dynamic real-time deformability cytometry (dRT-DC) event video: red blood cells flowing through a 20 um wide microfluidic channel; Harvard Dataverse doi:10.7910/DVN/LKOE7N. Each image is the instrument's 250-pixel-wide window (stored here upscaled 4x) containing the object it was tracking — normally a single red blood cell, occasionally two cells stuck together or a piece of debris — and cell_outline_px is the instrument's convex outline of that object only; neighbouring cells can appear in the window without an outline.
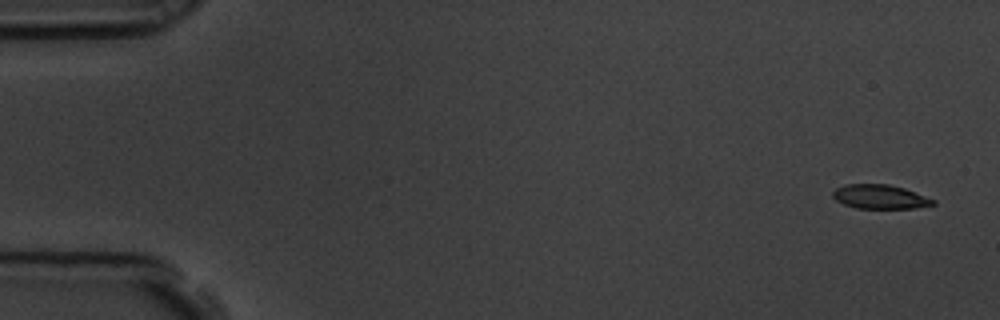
{"species": "common noctule bat (a hibernating species)", "species_latin": "Nyctalus noctula", "temperature_condition": "room temperature", "stored_images_in_passage": 5, "camera_frame_rate_fps": 3000, "um_per_image_px": 0.085, "animal": {"sex": "male", "body_mass_g": 19.5, "forearm_length_mm": 54.6}, "frame": {"image": 1, "passage_image": 1, "time_ms": 0.0, "image_size_px": [1000, 320], "cell_outline_px": [[936, 204], [912, 208], [856, 208], [844, 204], [836, 200], [832, 196], [832, 192], [836, 188], [844, 184], [888, 184], [904, 188], [936, 200]], "centroid_in_image_um": [74.78, 16.72], "position_along_channel_um": 10.2, "area_um2": 14.05}}
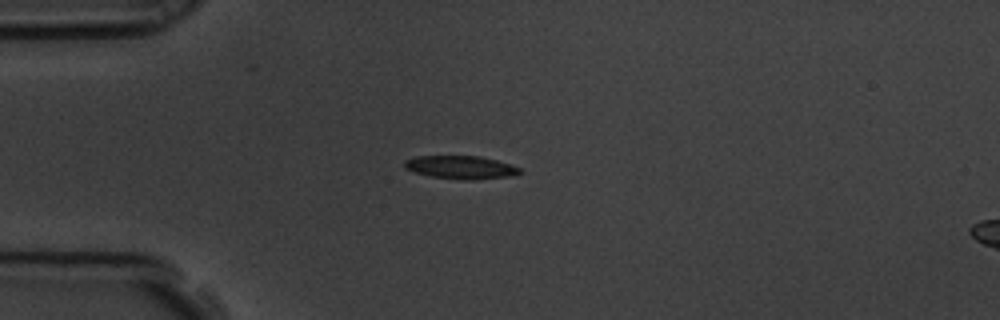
{"frame": {"image": 2, "passage_image": 5, "time_ms": 1.333, "image_size_px": [1000, 320], "cell_outline_px": [[524, 172], [512, 176], [476, 180], [464, 180], [432, 176], [416, 172], [404, 168], [404, 160], [416, 156], [480, 156], [496, 160], [520, 168]], "centroid_in_image_um": [39.19, 14.22], "position_along_channel_um": 45.8, "area_um2": 15.55}}